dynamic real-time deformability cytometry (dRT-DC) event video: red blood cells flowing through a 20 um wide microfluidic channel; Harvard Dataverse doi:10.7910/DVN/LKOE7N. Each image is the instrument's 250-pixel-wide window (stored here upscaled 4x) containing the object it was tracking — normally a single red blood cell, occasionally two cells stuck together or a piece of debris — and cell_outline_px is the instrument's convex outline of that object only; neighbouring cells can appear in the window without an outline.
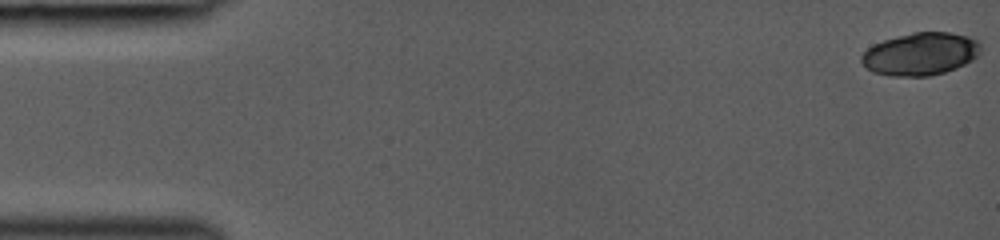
{"species": "common noctule bat (a hibernating species)", "species_latin": "Nyctalus noctula", "temperature_condition": "room temperature", "stored_images_in_passage": 44, "camera_frame_rate_fps": 3000, "um_per_image_px": 0.085, "animal": {"sex": "female", "body_mass_g": 19.0, "forearm_length_mm": 53.3}, "frame": {"image": 1, "passage_image": 1, "time_ms": 0.0, "image_size_px": [1000, 240], "cell_outline_px": [[980, 52], [972, 60], [956, 68], [944, 72], [928, 76], [888, 76], [872, 72], [860, 60], [860, 56], [872, 44], [884, 40], [912, 32], [952, 32], [976, 36], [980, 40]], "centroid_in_image_um": [78.28, 4.57], "position_along_channel_um": 6.7, "area_um2": 30.0}}
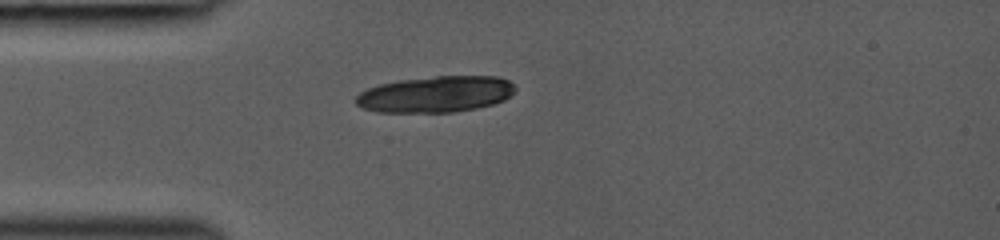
{"frame": {"image": 2, "passage_image": 13, "time_ms": 4.0, "image_size_px": [1000, 240], "cell_outline_px": [[516, 92], [504, 100], [492, 104], [476, 108], [452, 112], [376, 112], [364, 108], [356, 104], [352, 100], [360, 92], [368, 88], [380, 84], [400, 80], [436, 76], [496, 76], [508, 80], [516, 84]], "centroid_in_image_um": [37.05, 8.01], "position_along_channel_um": 48.0, "area_um2": 33.81}}
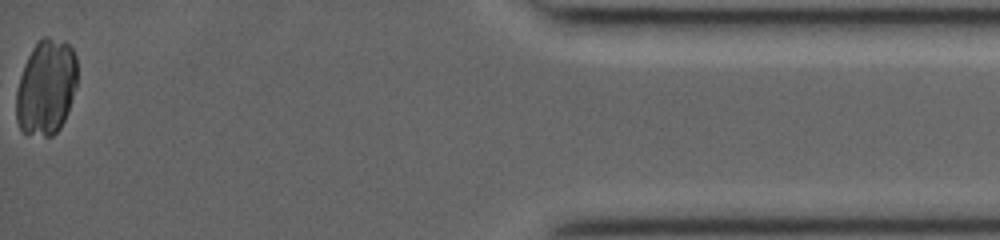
{"frame": {"image": 3, "passage_image": 44, "time_ms": 14.333, "image_size_px": [1000, 240], "cell_outline_px": [[76, 84], [68, 112], [60, 128], [52, 136], [28, 136], [20, 132], [16, 120], [16, 92], [20, 76], [24, 64], [32, 48], [44, 36], [48, 36], [64, 40], [72, 48], [76, 56]], "centroid_in_image_um": [3.9, 7.45], "position_along_channel_um": 431.3, "area_um2": 34.39}}